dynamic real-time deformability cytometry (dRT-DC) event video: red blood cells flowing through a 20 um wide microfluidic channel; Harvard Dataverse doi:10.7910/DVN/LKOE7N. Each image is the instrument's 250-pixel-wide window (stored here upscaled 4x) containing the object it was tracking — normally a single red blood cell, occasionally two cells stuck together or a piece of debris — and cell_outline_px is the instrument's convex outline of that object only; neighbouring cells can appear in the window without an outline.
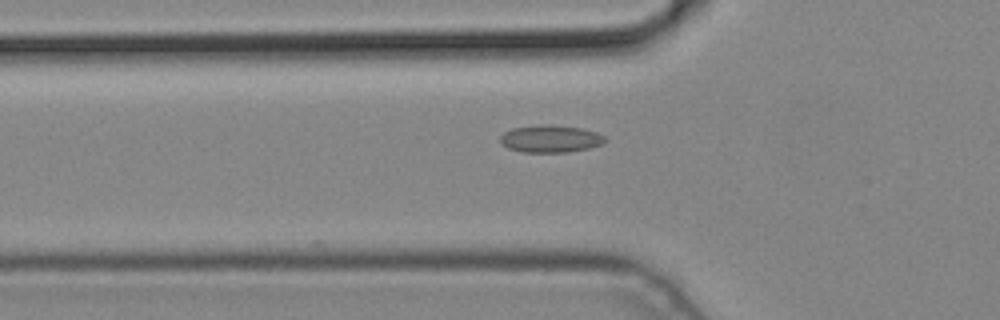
{"species": "common noctule bat (a hibernating species)", "species_latin": "Nyctalus noctula", "temperature_condition": "cold", "stored_images_in_passage": 2, "camera_frame_rate_fps": 3000, "um_per_image_px": 0.085, "animal": {"sex": "male", "body_mass_g": 19.2, "forearm_length_mm": 51.8}, "frame": {"image": 1, "passage_image": 2, "time_ms": 0.333, "image_size_px": [1000, 320], "cell_outline_px": [[608, 140], [600, 144], [588, 148], [564, 152], [524, 152], [508, 148], [500, 144], [500, 136], [504, 132], [512, 128], [544, 124], [552, 124], [580, 128], [596, 132], [604, 136]], "centroid_in_image_um": [46.76, 11.79], "position_along_channel_um": 79.0, "area_um2": 16.65}}